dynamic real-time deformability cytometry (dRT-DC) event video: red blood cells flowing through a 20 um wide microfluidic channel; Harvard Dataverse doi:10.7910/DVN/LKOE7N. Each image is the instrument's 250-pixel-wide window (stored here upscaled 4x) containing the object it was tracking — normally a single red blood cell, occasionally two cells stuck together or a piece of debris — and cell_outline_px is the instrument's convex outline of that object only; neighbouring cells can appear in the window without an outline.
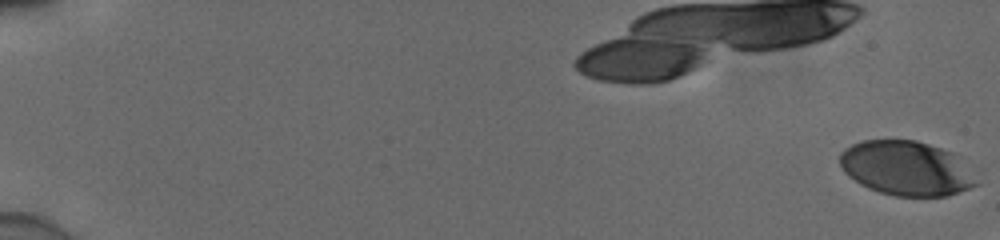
{"species": "human", "species_latin": "Homo sapiens", "temperature_condition": "cold", "stored_images_in_passage": 20, "camera_frame_rate_fps": 3000, "um_per_image_px": 0.085, "donor": {"sex": "male"}, "frame": {"image": 1, "passage_image": 1, "time_ms": 0.0, "image_size_px": [1000, 240], "cell_outline_px": [[980, 184], [948, 196], [896, 196], [880, 192], [868, 188], [860, 184], [848, 176], [844, 172], [840, 164], [840, 152], [844, 148], [852, 144], [864, 140], [916, 140], [952, 152]], "centroid_in_image_um": [76.98, 14.31], "position_along_channel_um": 8.0, "area_um2": 43.06}}
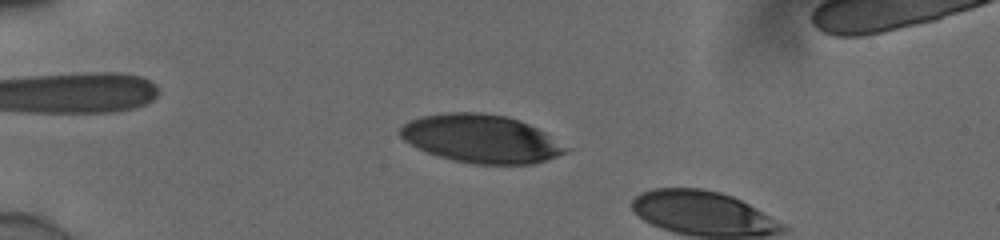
{"frame": {"image": 2, "passage_image": 17, "time_ms": 5.333, "image_size_px": [1000, 240], "cell_outline_px": [[572, 148], [568, 152], [532, 164], [476, 164], [452, 160], [428, 152], [404, 140], [400, 136], [400, 128], [404, 124], [412, 120], [424, 116], [448, 112], [480, 112], [504, 116], [528, 124], [544, 132]], "centroid_in_image_um": [40.93, 11.8], "position_along_channel_um": 44.1, "area_um2": 45.95}}